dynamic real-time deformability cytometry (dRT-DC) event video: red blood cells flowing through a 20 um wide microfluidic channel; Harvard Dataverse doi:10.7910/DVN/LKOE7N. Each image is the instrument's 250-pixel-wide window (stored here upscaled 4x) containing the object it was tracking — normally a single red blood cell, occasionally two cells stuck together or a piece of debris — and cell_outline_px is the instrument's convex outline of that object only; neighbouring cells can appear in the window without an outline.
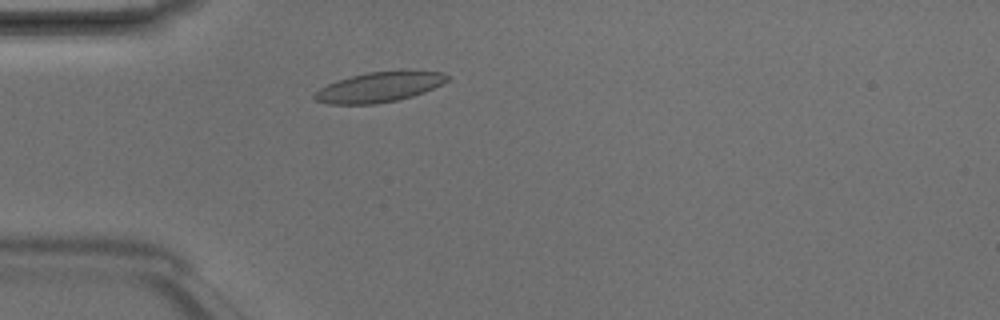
{"species": "Egyptian fruit bat (a non-hibernating species)", "species_latin": "Rousettus aegyptiacus", "temperature_condition": "room temperature", "stored_images_in_passage": 2, "camera_frame_rate_fps": 3000, "um_per_image_px": 0.085, "animal": {"sex": "male"}, "frame": {"image": 1, "passage_image": 2, "time_ms": 0.333, "image_size_px": [1000, 320], "cell_outline_px": [[448, 80], [424, 92], [412, 96], [396, 100], [376, 104], [328, 104], [316, 100], [312, 96], [320, 88], [336, 80], [368, 72], [400, 68], [444, 72], [448, 76]], "centroid_in_image_um": [32.27, 7.36], "position_along_channel_um": 52.7, "area_um2": 23.7}}